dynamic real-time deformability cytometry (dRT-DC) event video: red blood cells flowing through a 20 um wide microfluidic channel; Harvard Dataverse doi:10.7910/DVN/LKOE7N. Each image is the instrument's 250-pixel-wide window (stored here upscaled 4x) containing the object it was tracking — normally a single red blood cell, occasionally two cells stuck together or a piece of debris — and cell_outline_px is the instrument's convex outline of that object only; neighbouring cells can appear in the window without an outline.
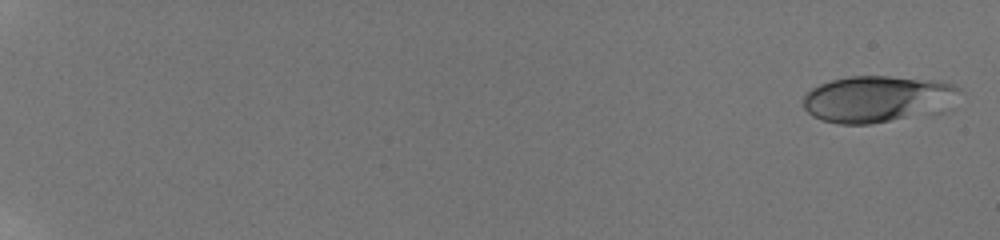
{"species": "human", "species_latin": "Homo sapiens", "temperature_condition": "room temperature", "stored_images_in_passage": 25, "camera_frame_rate_fps": 3000, "um_per_image_px": 0.085, "donor": {"sex": "male"}, "frame": {"image": 1, "passage_image": 1, "time_ms": 0.0, "image_size_px": [1000, 240], "cell_outline_px": [[960, 92], [904, 116], [872, 124], [840, 124], [820, 120], [812, 116], [804, 108], [804, 96], [812, 88], [820, 84], [832, 80], [848, 76], [888, 76], [940, 80], [956, 84], [960, 88]], "centroid_in_image_um": [74.28, 8.35], "position_along_channel_um": 10.7, "area_um2": 39.77}}
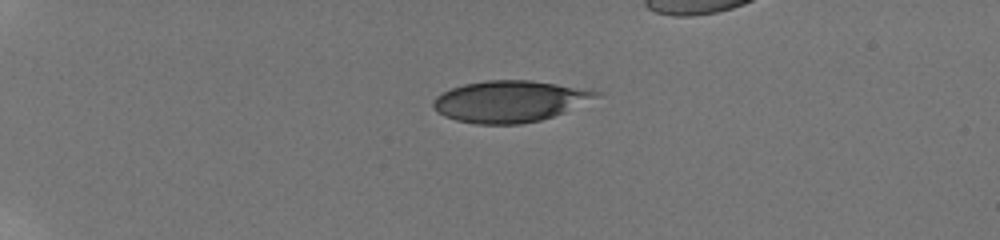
{"frame": {"image": 2, "passage_image": 16, "time_ms": 5.0, "image_size_px": [1000, 240], "cell_outline_px": [[604, 92], [600, 96], [564, 112], [540, 120], [520, 124], [476, 124], [456, 120], [444, 116], [436, 112], [432, 104], [432, 100], [436, 96], [452, 88], [464, 84], [484, 80], [532, 80], [592, 88]], "centroid_in_image_um": [43.37, 8.59], "position_along_channel_um": 41.6, "area_um2": 39.77}}
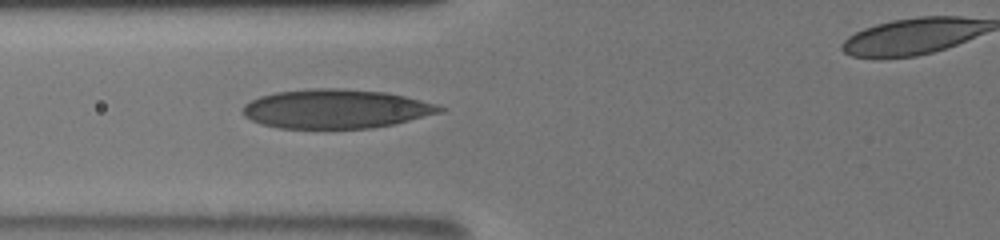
{"frame": {"image": 3, "passage_image": 23, "time_ms": 8.333, "image_size_px": [1000, 240], "cell_outline_px": [[448, 108], [444, 112], [392, 124], [372, 128], [280, 128], [260, 124], [244, 116], [244, 104], [260, 96], [276, 92], [312, 88], [340, 88], [384, 92], [404, 96], [440, 104]], "centroid_in_image_um": [28.6, 9.25], "position_along_channel_um": 97.2, "area_um2": 44.91}}